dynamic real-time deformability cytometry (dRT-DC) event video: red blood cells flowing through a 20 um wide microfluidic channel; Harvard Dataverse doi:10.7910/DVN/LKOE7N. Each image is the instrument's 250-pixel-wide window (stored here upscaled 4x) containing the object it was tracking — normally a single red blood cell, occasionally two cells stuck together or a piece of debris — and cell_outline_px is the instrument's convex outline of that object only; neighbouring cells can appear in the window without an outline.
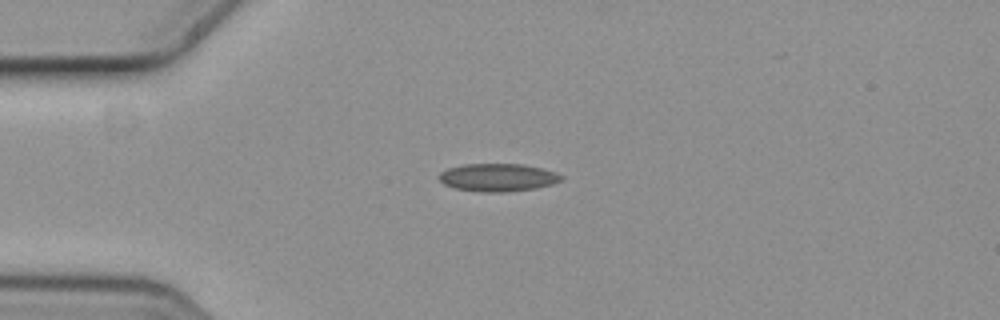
{"species": "common noctule bat (a hibernating species)", "species_latin": "Nyctalus noctula", "temperature_condition": "cold", "stored_images_in_passage": 1, "camera_frame_rate_fps": 3000, "um_per_image_px": 0.085, "animal": {"sex": "female", "body_mass_g": 19.3, "forearm_length_mm": 54.1}, "frame": {"image": 1, "passage_image": 1, "time_ms": 0.0, "image_size_px": [1000, 320], "cell_outline_px": [[564, 176], [560, 180], [552, 184], [536, 188], [504, 192], [484, 192], [456, 188], [444, 184], [440, 180], [440, 172], [448, 168], [464, 164], [524, 164], [540, 168]], "centroid_in_image_um": [42.3, 15.08], "position_along_channel_um": 42.7, "area_um2": 19.54}}